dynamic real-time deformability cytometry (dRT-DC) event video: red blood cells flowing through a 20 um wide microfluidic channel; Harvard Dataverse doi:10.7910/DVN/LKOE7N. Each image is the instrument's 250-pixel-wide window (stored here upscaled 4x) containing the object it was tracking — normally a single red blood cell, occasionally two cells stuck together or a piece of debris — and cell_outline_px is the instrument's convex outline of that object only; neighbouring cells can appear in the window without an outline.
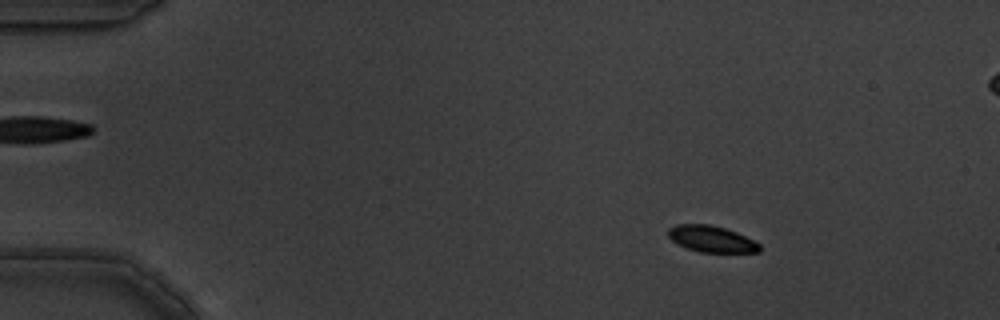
{"species": "common noctule bat (a hibernating species)", "species_latin": "Nyctalus noctula", "temperature_condition": "warm", "stored_images_in_passage": 5, "camera_frame_rate_fps": 3000, "um_per_image_px": 0.085, "animal": {"sex": "male", "body_mass_g": 19.5, "forearm_length_mm": 54.6}, "frame": {"image": 1, "passage_image": 3, "time_ms": 0.667, "image_size_px": [1000, 320], "cell_outline_px": [[760, 252], [700, 252], [676, 244], [668, 236], [668, 228], [676, 224], [708, 224], [724, 228], [736, 232], [760, 244]], "centroid_in_image_um": [60.44, 20.31], "position_along_channel_um": 24.6, "area_um2": 13.93}}